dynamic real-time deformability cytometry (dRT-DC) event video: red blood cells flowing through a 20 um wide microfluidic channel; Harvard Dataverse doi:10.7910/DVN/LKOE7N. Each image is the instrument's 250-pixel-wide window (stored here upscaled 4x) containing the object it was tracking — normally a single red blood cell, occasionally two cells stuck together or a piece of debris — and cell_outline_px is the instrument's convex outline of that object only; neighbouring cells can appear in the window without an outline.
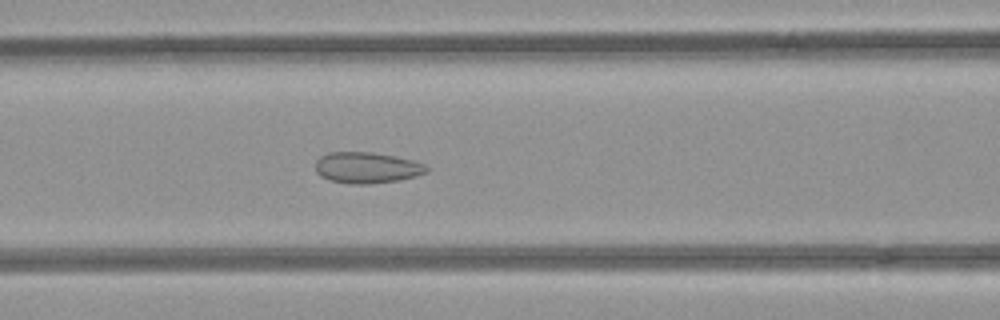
{"species": "common noctule bat (a hibernating species)", "species_latin": "Nyctalus noctula", "temperature_condition": "room temperature", "stored_images_in_passage": 51, "camera_frame_rate_fps": 3000, "um_per_image_px": 0.085, "animal": {"sex": "female", "body_mass_g": 21.9}, "frame": {"image": 1, "passage_image": 20, "time_ms": 6.333, "image_size_px": [1000, 320], "cell_outline_px": [[428, 172], [416, 176], [400, 180], [368, 184], [348, 184], [328, 180], [320, 176], [316, 172], [316, 160], [320, 156], [328, 152], [372, 152], [396, 156], [412, 160], [424, 164], [428, 168]], "centroid_in_image_um": [31.16, 14.25], "position_along_channel_um": 135.4, "area_um2": 20.35}}
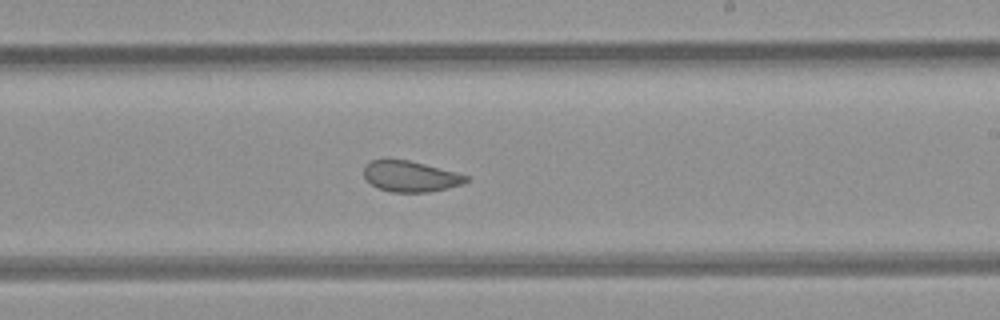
{"frame": {"image": 2, "passage_image": 29, "time_ms": 9.333, "image_size_px": [1000, 320], "cell_outline_px": [[468, 180], [464, 184], [448, 188], [428, 192], [392, 192], [376, 188], [364, 176], [364, 168], [372, 160], [408, 160], [456, 172], [468, 176]], "centroid_in_image_um": [34.91, 15.01], "position_along_channel_um": 254.1, "area_um2": 18.15}}
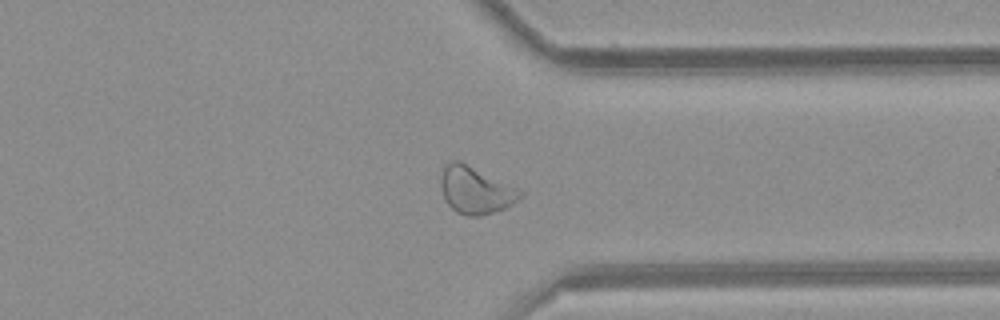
{"frame": {"image": 3, "passage_image": 38, "time_ms": 12.333, "image_size_px": [1000, 320], "cell_outline_px": [[524, 196], [512, 204], [504, 208], [480, 216], [468, 216], [456, 212], [448, 204], [444, 196], [440, 184], [440, 180], [444, 164], [452, 160], [456, 160], [524, 192]], "centroid_in_image_um": [40.39, 16.19], "position_along_channel_um": 371.0, "area_um2": 21.15}, "authors_computed_cell_mechanics": {"area_um2": 23.0044, "velocity_mm_per_s": 3.9635, "shape_relaxation_time_tau1_ms": null, "shape_relaxation_time_tau2_ms": 1.7844, "deformation_change_tau1": null, "deformation_change_tau2": 0.0635}}